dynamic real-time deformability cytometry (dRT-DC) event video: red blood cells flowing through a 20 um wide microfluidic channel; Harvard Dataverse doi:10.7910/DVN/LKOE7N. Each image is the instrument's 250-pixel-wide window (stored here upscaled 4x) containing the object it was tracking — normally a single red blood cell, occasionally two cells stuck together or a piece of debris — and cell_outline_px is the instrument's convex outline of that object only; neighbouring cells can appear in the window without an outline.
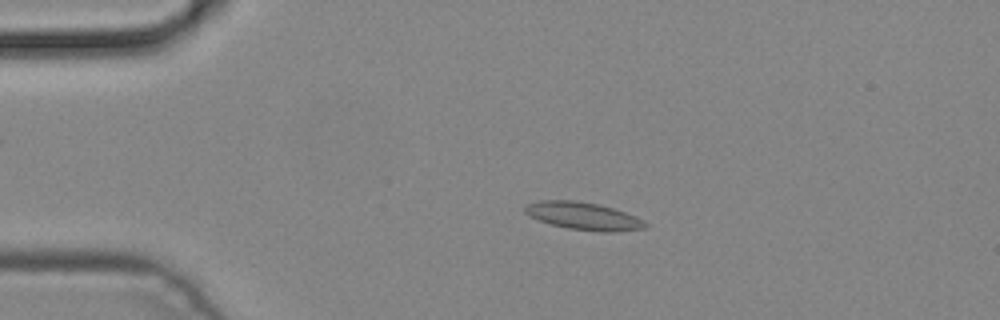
{"species": "common noctule bat (a hibernating species)", "species_latin": "Nyctalus noctula", "temperature_condition": "cold", "stored_images_in_passage": 3, "camera_frame_rate_fps": 3000, "um_per_image_px": 0.085, "animal": {"sex": "male", "body_mass_g": 19.2, "forearm_length_mm": 51.8}, "frame": {"image": 1, "passage_image": 2, "time_ms": 0.333, "image_size_px": [1000, 320], "cell_outline_px": [[648, 224], [644, 228], [616, 232], [600, 232], [568, 228], [552, 224], [528, 216], [524, 212], [524, 208], [528, 204], [540, 200], [576, 200], [596, 204], [612, 208], [636, 216], [644, 220]], "centroid_in_image_um": [49.59, 18.36], "position_along_channel_um": 35.4, "area_um2": 19.25}}